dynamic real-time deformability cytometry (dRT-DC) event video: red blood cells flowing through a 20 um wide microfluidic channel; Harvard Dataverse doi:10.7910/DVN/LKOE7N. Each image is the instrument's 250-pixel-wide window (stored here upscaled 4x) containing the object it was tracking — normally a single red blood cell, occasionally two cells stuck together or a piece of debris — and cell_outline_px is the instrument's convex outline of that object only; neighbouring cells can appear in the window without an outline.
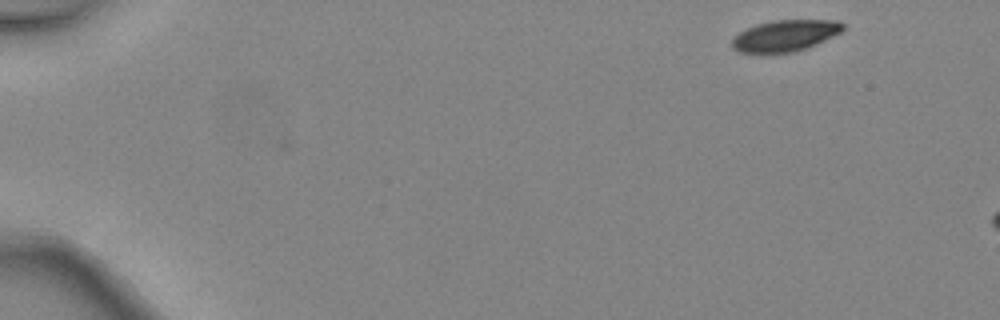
{"species": "common noctule bat (a hibernating species)", "species_latin": "Nyctalus noctula", "temperature_condition": "warm", "stored_images_in_passage": 3, "camera_frame_rate_fps": 3000, "um_per_image_px": 0.085, "animal": {"sex": "female", "body_mass_g": 24.6, "forearm_length_mm": 56.2}, "frame": {"image": 1, "passage_image": 1, "time_ms": 0.0, "image_size_px": [1000, 320], "cell_outline_px": [[844, 28], [840, 32], [808, 48], [796, 52], [764, 56], [740, 52], [732, 48], [732, 36], [756, 24], [772, 20], [836, 20], [844, 24]], "centroid_in_image_um": [66.67, 3.08], "position_along_channel_um": 18.3, "area_um2": 20.92}}